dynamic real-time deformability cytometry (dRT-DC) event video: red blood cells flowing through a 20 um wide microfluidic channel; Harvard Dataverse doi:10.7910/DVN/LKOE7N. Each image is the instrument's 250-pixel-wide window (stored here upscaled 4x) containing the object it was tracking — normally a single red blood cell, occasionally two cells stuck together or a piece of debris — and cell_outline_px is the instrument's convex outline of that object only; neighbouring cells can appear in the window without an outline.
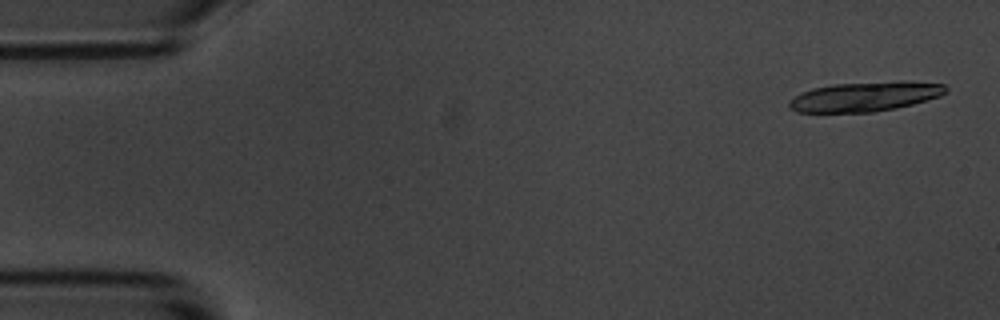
{"species": "common noctule bat (a hibernating species)", "species_latin": "Nyctalus noctula", "temperature_condition": "room temperature", "stored_images_in_passage": 18, "camera_frame_rate_fps": 3000, "um_per_image_px": 0.085, "animal": {"sex": "male", "body_mass_g": 20.1, "forearm_length_mm": 53.5}, "frame": {"image": 1, "passage_image": 2, "time_ms": 0.333, "image_size_px": [1000, 320], "cell_outline_px": [[948, 92], [940, 96], [912, 104], [896, 108], [872, 112], [796, 112], [788, 108], [788, 100], [800, 92], [812, 88], [832, 84], [944, 84], [948, 88]], "centroid_in_image_um": [73.36, 8.27], "position_along_channel_um": 11.6, "area_um2": 25.84}}